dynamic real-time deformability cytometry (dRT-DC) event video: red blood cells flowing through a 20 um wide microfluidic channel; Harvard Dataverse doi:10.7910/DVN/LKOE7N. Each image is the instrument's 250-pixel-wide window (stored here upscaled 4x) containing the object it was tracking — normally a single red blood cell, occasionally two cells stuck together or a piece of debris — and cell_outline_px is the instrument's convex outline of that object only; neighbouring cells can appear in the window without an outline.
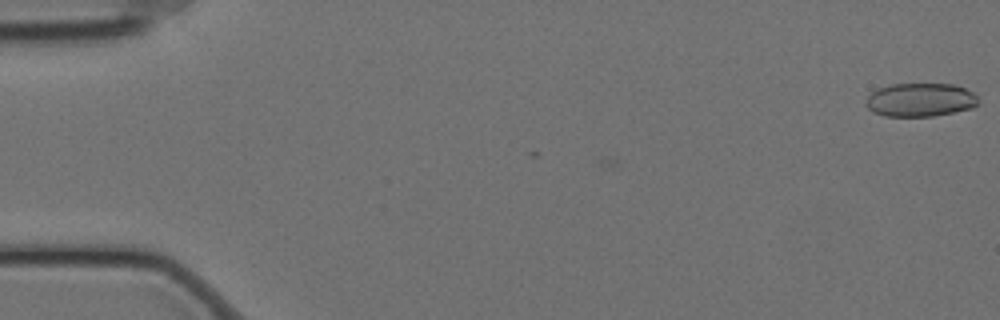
{"species": "Egyptian fruit bat (a non-hibernating species)", "species_latin": "Rousettus aegyptiacus", "temperature_condition": "cold", "stored_images_in_passage": 3, "camera_frame_rate_fps": 3000, "um_per_image_px": 0.085, "animal": {"sex": "female"}, "frame": {"image": 1, "passage_image": 3, "time_ms": 0.667, "image_size_px": [1000, 320], "cell_outline_px": [[976, 104], [972, 108], [932, 116], [884, 116], [872, 112], [864, 104], [868, 96], [872, 92], [880, 88], [892, 84], [956, 84], [972, 92], [976, 96]], "centroid_in_image_um": [78.18, 8.49], "position_along_channel_um": 6.8, "area_um2": 21.79}}